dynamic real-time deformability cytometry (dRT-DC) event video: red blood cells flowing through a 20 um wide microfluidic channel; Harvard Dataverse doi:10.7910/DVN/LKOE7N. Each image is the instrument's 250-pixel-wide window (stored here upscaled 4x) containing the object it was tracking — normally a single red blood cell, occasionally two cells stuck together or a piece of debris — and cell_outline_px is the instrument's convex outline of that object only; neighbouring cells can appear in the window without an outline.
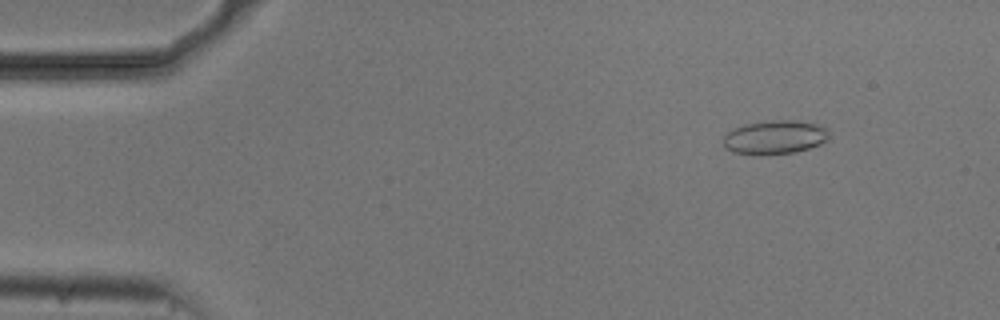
{"species": "common noctule bat (a hibernating species)", "species_latin": "Nyctalus noctula", "temperature_condition": "cold", "stored_images_in_passage": 49, "camera_frame_rate_fps": 3000, "um_per_image_px": 0.085, "animal": {"sex": "male", "body_mass_g": 20.5, "forearm_length_mm": 52.5}, "frame": {"image": 1, "passage_image": 1, "time_ms": 0.0, "image_size_px": [1000, 320], "cell_outline_px": [[828, 140], [820, 144], [796, 152], [760, 156], [732, 152], [724, 148], [724, 136], [732, 128], [744, 124], [776, 120], [796, 120], [816, 124], [828, 128]], "centroid_in_image_um": [65.84, 11.68], "position_along_channel_um": 19.2, "area_um2": 21.1}}
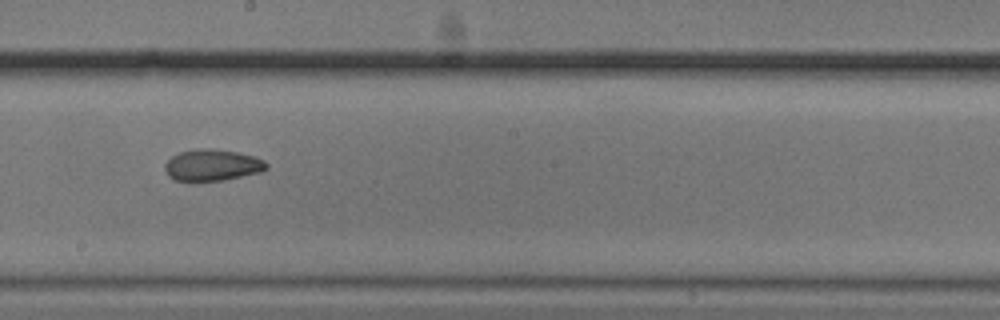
{"frame": {"image": 2, "passage_image": 25, "time_ms": 8.0, "image_size_px": [1000, 320], "cell_outline_px": [[268, 168], [260, 172], [224, 180], [176, 180], [168, 176], [164, 168], [164, 164], [172, 156], [180, 152], [200, 148], [208, 148], [236, 152], [252, 156], [264, 160], [268, 164]], "centroid_in_image_um": [18.04, 14.03], "position_along_channel_um": 230.2, "area_um2": 18.38}}
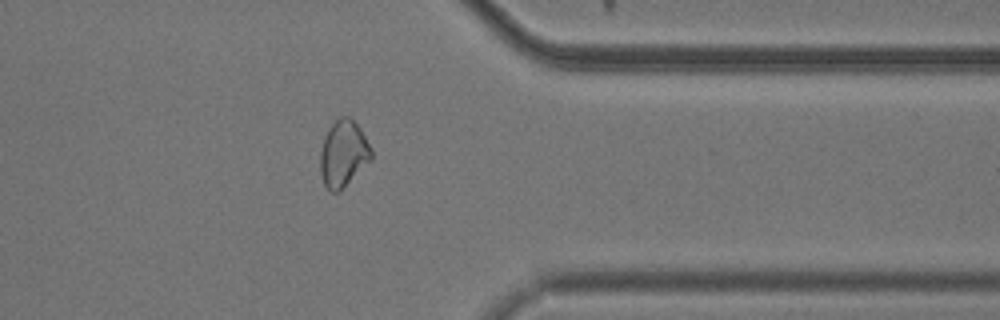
{"frame": {"image": 3, "passage_image": 38, "time_ms": 12.333, "image_size_px": [1000, 320], "cell_outline_px": [[372, 160], [336, 192], [332, 192], [324, 184], [320, 172], [320, 152], [324, 136], [328, 128], [340, 116], [348, 116], [360, 128], [372, 148]], "centroid_in_image_um": [29.18, 13.02], "position_along_channel_um": 382.2, "area_um2": 19.54}, "authors_computed_cell_mechanics": {"area_um2": 19.7098, "velocity_mm_per_s": 3.7238, "shape_relaxation_time_tau1_ms": null, "shape_relaxation_time_tau2_ms": 1.5848, "deformation_change_tau1": null, "deformation_change_tau2": 0.0551}}